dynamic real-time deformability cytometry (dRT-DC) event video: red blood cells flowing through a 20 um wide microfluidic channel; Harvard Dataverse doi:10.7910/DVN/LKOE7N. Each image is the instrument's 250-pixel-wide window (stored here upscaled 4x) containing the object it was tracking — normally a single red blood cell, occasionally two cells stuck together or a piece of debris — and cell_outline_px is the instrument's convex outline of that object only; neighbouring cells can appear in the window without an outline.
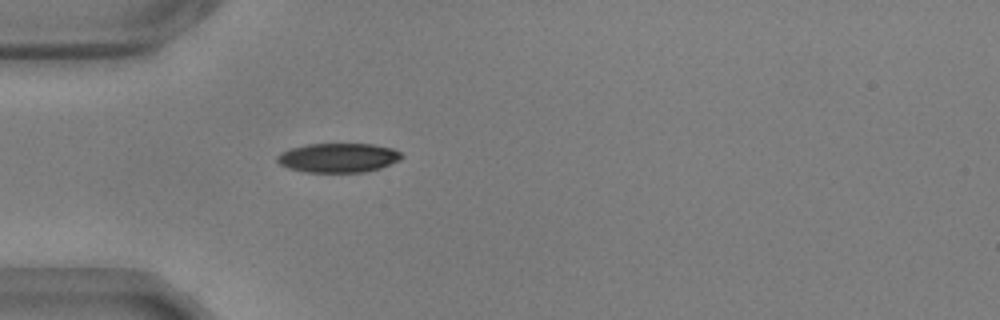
{"species": "common noctule bat (a hibernating species)", "species_latin": "Nyctalus noctula", "temperature_condition": "warm", "stored_images_in_passage": 40, "camera_frame_rate_fps": 3000, "um_per_image_px": 0.085, "animal": {"sex": "male", "body_mass_g": 17.9, "forearm_length_mm": 54.2}, "frame": {"image": 1, "passage_image": 1, "time_ms": 0.0, "image_size_px": [1000, 320], "cell_outline_px": [[404, 156], [400, 160], [380, 168], [364, 172], [304, 172], [288, 168], [280, 164], [276, 160], [276, 156], [280, 152], [288, 148], [308, 144], [372, 144], [392, 148], [400, 152]], "centroid_in_image_um": [28.72, 13.41], "position_along_channel_um": 56.3, "area_um2": 21.39}}
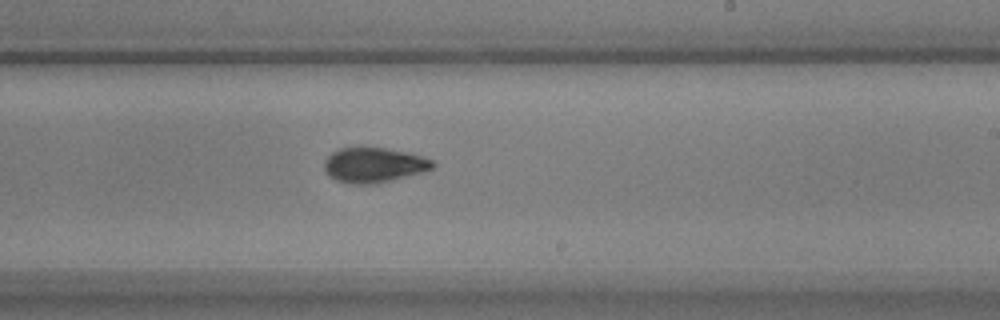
{"frame": {"image": 2, "passage_image": 18, "time_ms": 5.667, "image_size_px": [1000, 320], "cell_outline_px": [[436, 164], [432, 168], [424, 172], [376, 184], [352, 184], [336, 180], [328, 176], [324, 172], [324, 160], [332, 152], [340, 148], [384, 148], [404, 152], [420, 156], [432, 160]], "centroid_in_image_um": [31.74, 14.05], "position_along_channel_um": 257.3, "area_um2": 22.02}}
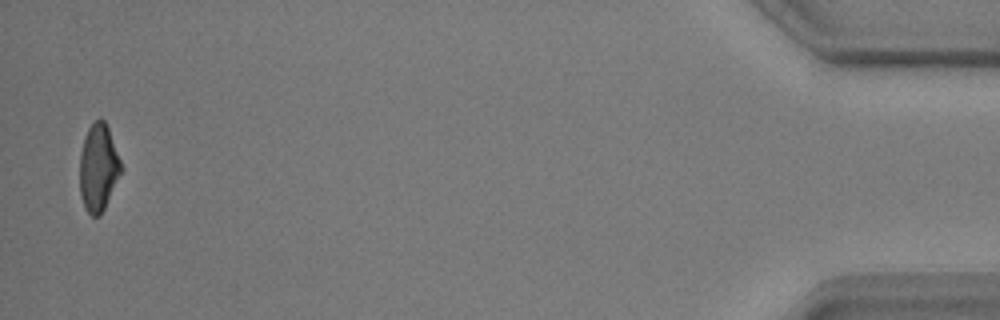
{"frame": {"image": 3, "passage_image": 39, "time_ms": 12.667, "image_size_px": [1000, 320], "cell_outline_px": [[124, 168], [100, 216], [92, 216], [84, 208], [80, 196], [80, 152], [84, 136], [88, 128], [100, 116], [104, 120], [108, 128]], "centroid_in_image_um": [8.36, 14.25], "position_along_channel_um": 426.8, "area_um2": 21.21}, "authors_computed_cell_mechanics": {"area_um2": 21.7617, "velocity_mm_per_s": 3.6441, "shape_relaxation_time_tau1_ms": 3.0622, "shape_relaxation_time_tau2_ms": 1.7308, "deformation_change_tau1": 0.1511, "deformation_change_tau2": 0.0596}}